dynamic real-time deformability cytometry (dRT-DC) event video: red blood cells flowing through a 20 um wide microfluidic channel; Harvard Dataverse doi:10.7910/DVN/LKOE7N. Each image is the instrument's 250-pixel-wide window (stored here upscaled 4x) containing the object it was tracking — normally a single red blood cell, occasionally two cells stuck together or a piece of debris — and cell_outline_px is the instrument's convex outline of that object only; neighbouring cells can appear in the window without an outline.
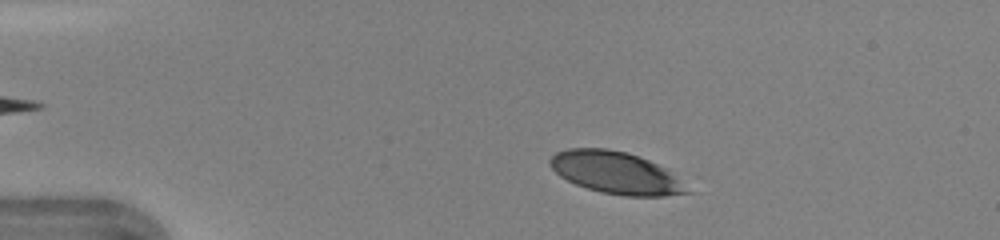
{"species": "human", "species_latin": "Homo sapiens", "temperature_condition": "warm", "stored_images_in_passage": 37, "camera_frame_rate_fps": 3000, "um_per_image_px": 0.085, "donor": {"sex": "female"}, "frame": {"image": 1, "passage_image": 5, "time_ms": 1.333, "image_size_px": [1000, 240], "cell_outline_px": [[696, 192], [664, 196], [624, 196], [600, 192], [576, 184], [560, 176], [548, 164], [548, 160], [556, 152], [568, 148], [608, 148], [624, 152], [648, 160], [668, 168]], "centroid_in_image_um": [52.41, 14.69], "position_along_channel_um": 32.6, "area_um2": 33.99}}
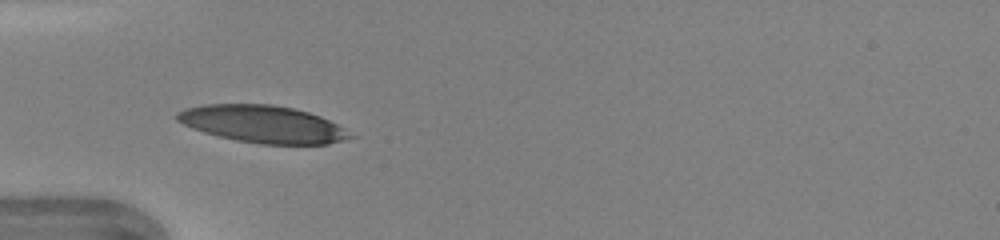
{"frame": {"image": 2, "passage_image": 11, "time_ms": 3.333, "image_size_px": [1000, 240], "cell_outline_px": [[356, 136], [344, 140], [328, 144], [260, 144], [236, 140], [204, 132], [192, 128], [176, 120], [176, 112], [184, 108], [204, 104], [272, 104], [292, 108], [308, 112], [320, 116], [344, 128]], "centroid_in_image_um": [22.33, 10.54], "position_along_channel_um": 62.7, "area_um2": 37.51}}
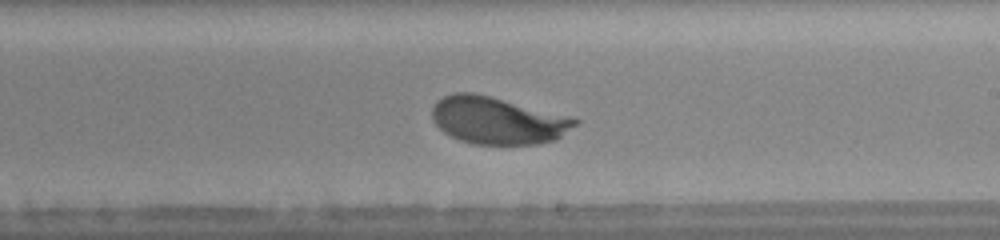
{"frame": {"image": 3, "passage_image": 24, "time_ms": 7.667, "image_size_px": [1000, 240], "cell_outline_px": [[580, 120], [576, 124], [556, 140], [536, 144], [472, 144], [460, 140], [444, 132], [432, 120], [432, 108], [436, 100], [452, 92], [472, 92], [572, 116]], "centroid_in_image_um": [42.29, 10.23], "position_along_channel_um": 246.7, "area_um2": 39.3}, "authors_computed_cell_mechanics": {"area_um2": 38.437, "velocity_mm_per_s": 4.3293, "shape_relaxation_time_tau1_ms": 1.8826, "shape_relaxation_time_tau2_ms": null, "deformation_change_tau1": 0.122, "deformation_change_tau2": null}}